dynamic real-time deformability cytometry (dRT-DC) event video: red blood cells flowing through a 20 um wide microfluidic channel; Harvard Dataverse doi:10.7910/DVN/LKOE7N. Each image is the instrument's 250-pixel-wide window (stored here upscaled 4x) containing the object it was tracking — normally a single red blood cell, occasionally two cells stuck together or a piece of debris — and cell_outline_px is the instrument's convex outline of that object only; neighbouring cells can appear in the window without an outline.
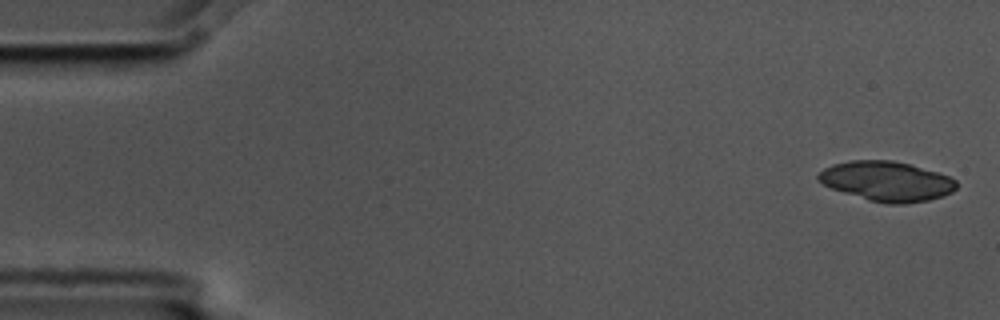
{"species": "common noctule bat (a hibernating species)", "species_latin": "Nyctalus noctula", "temperature_condition": "cold", "stored_images_in_passage": 5, "camera_frame_rate_fps": 3000, "um_per_image_px": 0.085, "animal": {"sex": "male", "body_mass_g": 17.5, "forearm_length_mm": 52.3}, "frame": {"image": 1, "passage_image": 1, "time_ms": 0.0, "image_size_px": [1000, 320], "cell_outline_px": [[956, 188], [952, 192], [944, 196], [928, 200], [904, 204], [888, 204], [868, 200], [832, 188], [824, 184], [816, 176], [824, 168], [832, 164], [852, 160], [892, 160], [908, 164], [936, 172], [948, 176], [956, 180]], "centroid_in_image_um": [75.38, 15.41], "position_along_channel_um": 9.6, "area_um2": 31.73}}